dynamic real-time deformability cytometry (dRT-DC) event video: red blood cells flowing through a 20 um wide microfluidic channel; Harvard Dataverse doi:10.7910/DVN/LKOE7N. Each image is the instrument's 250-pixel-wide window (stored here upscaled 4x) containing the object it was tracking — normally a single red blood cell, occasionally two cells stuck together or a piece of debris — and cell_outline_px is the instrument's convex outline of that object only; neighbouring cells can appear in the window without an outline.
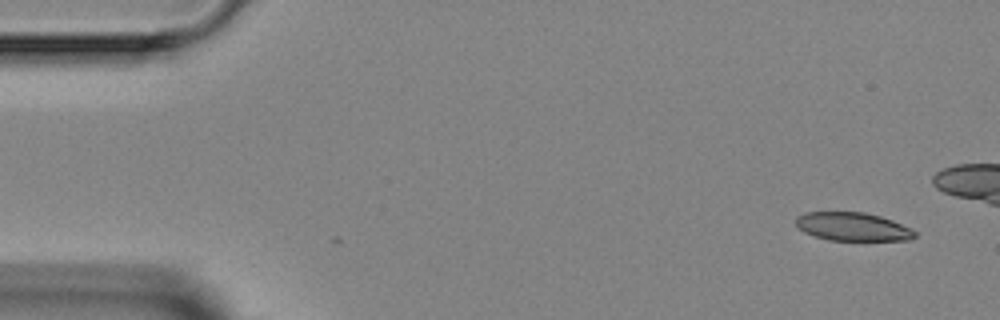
{"species": "Egyptian fruit bat (a non-hibernating species)", "species_latin": "Rousettus aegyptiacus", "temperature_condition": "room temperature", "stored_images_in_passage": 5, "camera_frame_rate_fps": 3000, "um_per_image_px": 0.085, "animal": {"sex": "female"}, "frame": {"image": 1, "passage_image": 1, "time_ms": 0.0, "image_size_px": [1000, 320], "cell_outline_px": [[916, 236], [908, 240], [828, 240], [804, 232], [796, 228], [796, 216], [804, 212], [864, 212], [880, 216], [892, 220], [912, 228], [916, 232]], "centroid_in_image_um": [72.46, 19.26], "position_along_channel_um": 12.5, "area_um2": 19.77}}